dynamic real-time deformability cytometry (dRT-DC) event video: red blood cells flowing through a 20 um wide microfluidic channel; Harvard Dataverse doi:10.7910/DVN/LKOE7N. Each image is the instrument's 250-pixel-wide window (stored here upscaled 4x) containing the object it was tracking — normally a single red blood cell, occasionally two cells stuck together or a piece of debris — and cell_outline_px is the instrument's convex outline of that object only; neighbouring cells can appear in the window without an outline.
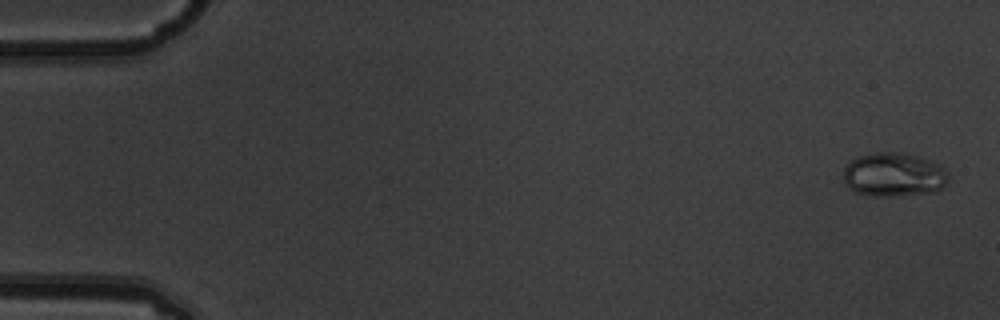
{"species": "common noctule bat (a hibernating species)", "species_latin": "Nyctalus noctula", "temperature_condition": "warm", "stored_images_in_passage": 7, "camera_frame_rate_fps": 3000, "um_per_image_px": 0.085, "animal": {"sex": "male", "body_mass_g": 19.5, "forearm_length_mm": 54.6}, "frame": {"image": 1, "passage_image": 1, "time_ms": 0.0, "image_size_px": [1000, 320], "cell_outline_px": [[948, 180], [936, 192], [888, 196], [876, 196], [856, 192], [848, 188], [844, 184], [844, 168], [856, 156], [876, 152], [896, 152], [916, 156], [940, 164], [948, 172]], "centroid_in_image_um": [75.96, 14.85], "position_along_channel_um": 9.0, "area_um2": 26.82}}
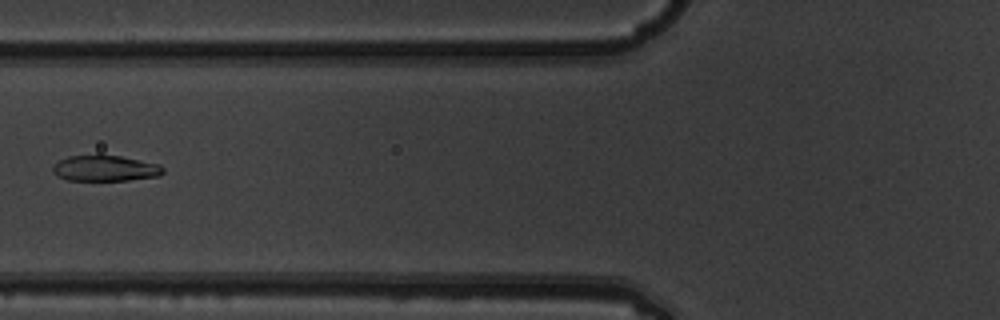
{"frame": {"image": 2, "passage_image": 6, "time_ms": 1.667, "image_size_px": [1000, 320], "cell_outline_px": [[164, 172], [160, 176], [128, 180], [68, 180], [56, 176], [52, 172], [52, 168], [60, 160], [68, 156], [96, 152], [120, 156], [160, 164], [164, 168]], "centroid_in_image_um": [8.92, 14.27], "position_along_channel_um": 116.9, "area_um2": 17.17}}
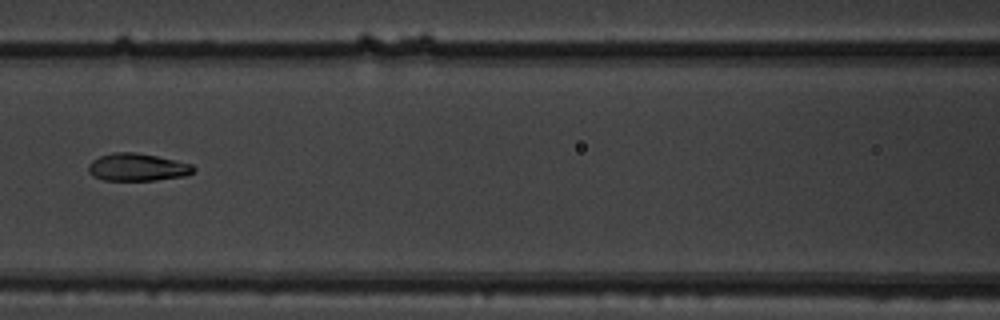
{"frame": {"image": 3, "passage_image": 7, "time_ms": 2.0, "image_size_px": [1000, 320], "cell_outline_px": [[196, 168], [188, 176], [156, 180], [104, 180], [92, 176], [88, 172], [88, 164], [92, 160], [100, 156], [112, 152], [136, 152], [156, 156], [192, 164]], "centroid_in_image_um": [11.66, 14.21], "position_along_channel_um": 154.9, "area_um2": 16.99}}